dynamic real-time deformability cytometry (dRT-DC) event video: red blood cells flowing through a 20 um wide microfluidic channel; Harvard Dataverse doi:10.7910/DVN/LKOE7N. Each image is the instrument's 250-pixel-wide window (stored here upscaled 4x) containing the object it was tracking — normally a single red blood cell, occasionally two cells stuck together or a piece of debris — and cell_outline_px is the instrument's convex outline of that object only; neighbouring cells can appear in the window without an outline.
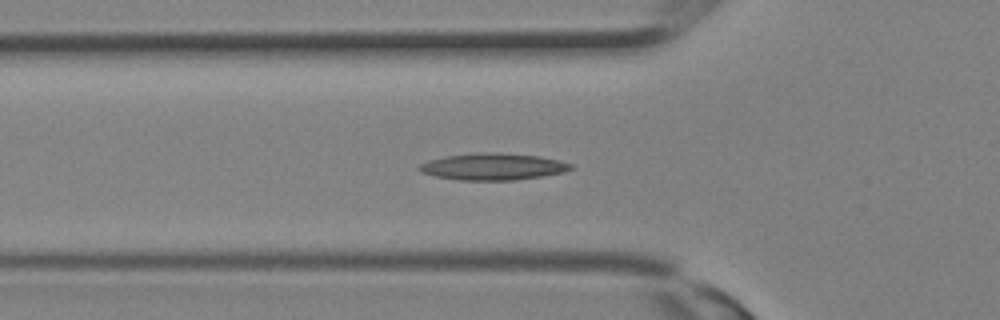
{"species": "Egyptian fruit bat (a non-hibernating species)", "species_latin": "Rousettus aegyptiacus", "temperature_condition": "room temperature", "stored_images_in_passage": 28, "camera_frame_rate_fps": 3000, "um_per_image_px": 0.085, "animal": {"sex": "female"}, "frame": {"image": 1, "passage_image": 7, "time_ms": 2.0, "image_size_px": [1000, 320], "cell_outline_px": [[576, 168], [564, 172], [516, 180], [460, 180], [436, 176], [420, 172], [416, 168], [420, 164], [428, 160], [444, 156], [476, 152], [496, 152], [540, 156], [572, 164]], "centroid_in_image_um": [41.87, 14.15], "position_along_channel_um": 83.9, "area_um2": 23.76}}
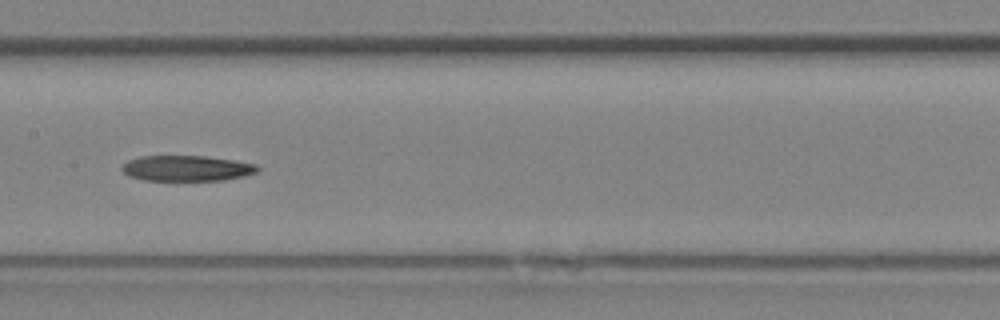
{"frame": {"image": 2, "passage_image": 12, "time_ms": 3.667, "image_size_px": [1000, 320], "cell_outline_px": [[260, 168], [256, 172], [240, 176], [220, 180], [144, 180], [128, 176], [120, 168], [128, 160], [140, 156], [204, 156], [232, 160], [256, 164]], "centroid_in_image_um": [15.81, 14.3], "position_along_channel_um": 191.6, "area_um2": 19.94}}
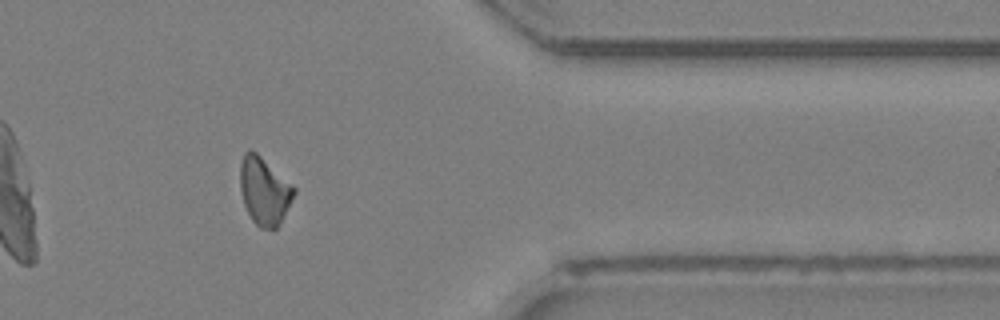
{"frame": {"image": 3, "passage_image": 22, "time_ms": 7.0, "image_size_px": [1000, 320], "cell_outline_px": [[296, 192], [276, 228], [260, 228], [252, 220], [244, 204], [240, 188], [240, 164], [244, 152], [248, 148], [256, 152], [292, 184], [296, 188]], "centroid_in_image_um": [22.44, 16.19], "position_along_channel_um": 389.0, "area_um2": 20.92}}